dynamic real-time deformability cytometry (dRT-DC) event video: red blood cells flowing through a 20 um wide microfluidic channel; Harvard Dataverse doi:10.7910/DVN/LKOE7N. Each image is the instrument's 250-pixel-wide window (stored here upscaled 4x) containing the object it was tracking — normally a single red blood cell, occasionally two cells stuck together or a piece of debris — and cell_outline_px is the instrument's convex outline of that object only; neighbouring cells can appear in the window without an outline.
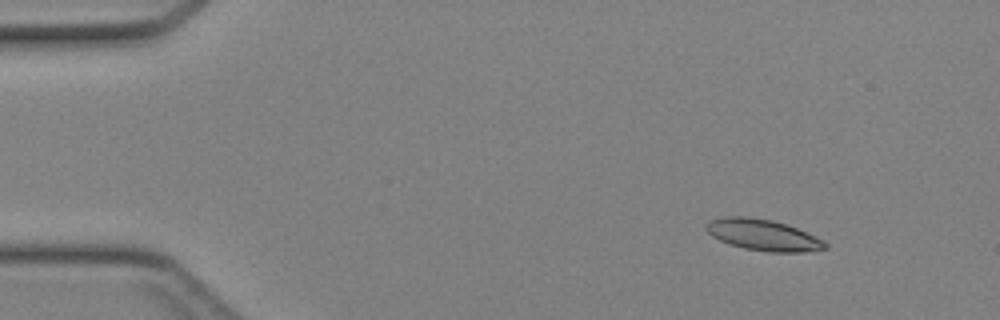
{"species": "Egyptian fruit bat (a non-hibernating species)", "species_latin": "Rousettus aegyptiacus", "temperature_condition": "cold", "stored_images_in_passage": 44, "camera_frame_rate_fps": 3000, "um_per_image_px": 0.085, "animal": {"sex": "female"}, "frame": {"image": 1, "passage_image": 5, "time_ms": 1.333, "image_size_px": [1000, 320], "cell_outline_px": [[828, 248], [804, 252], [768, 252], [744, 248], [720, 240], [712, 236], [704, 228], [708, 220], [724, 216], [748, 216], [772, 220], [796, 228], [824, 240], [828, 244]], "centroid_in_image_um": [64.84, 19.96], "position_along_channel_um": 20.2, "area_um2": 21.62}}
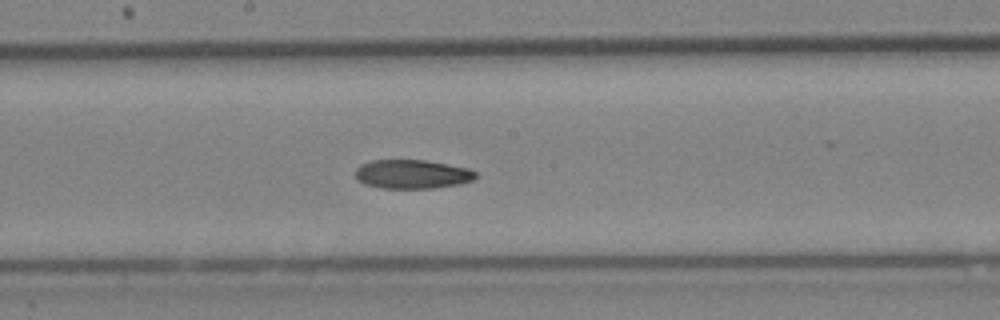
{"frame": {"image": 2, "passage_image": 24, "time_ms": 7.667, "image_size_px": [1000, 320], "cell_outline_px": [[476, 176], [472, 180], [460, 184], [436, 188], [380, 188], [364, 184], [356, 180], [356, 168], [360, 164], [368, 160], [424, 160], [468, 168], [476, 172]], "centroid_in_image_um": [34.99, 14.8], "position_along_channel_um": 213.2, "area_um2": 20.4}}
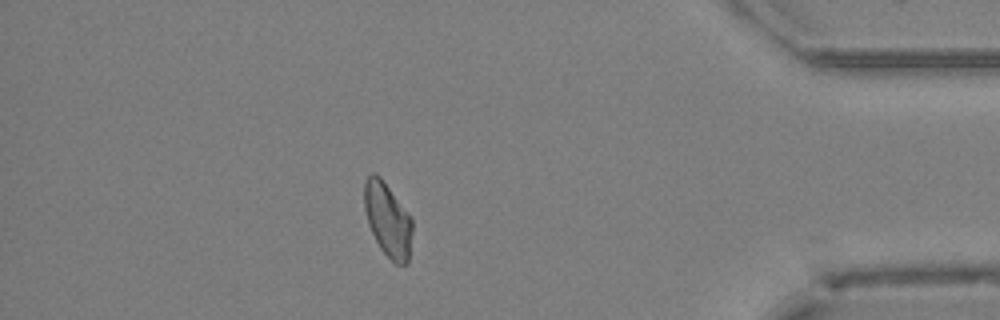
{"frame": {"image": 3, "passage_image": 39, "time_ms": 12.667, "image_size_px": [1000, 320], "cell_outline_px": [[412, 232], [408, 264], [396, 264], [380, 248], [368, 224], [364, 208], [364, 180], [372, 172], [376, 172], [380, 176], [412, 220]], "centroid_in_image_um": [32.93, 18.67], "position_along_channel_um": 402.3, "area_um2": 20.4}}